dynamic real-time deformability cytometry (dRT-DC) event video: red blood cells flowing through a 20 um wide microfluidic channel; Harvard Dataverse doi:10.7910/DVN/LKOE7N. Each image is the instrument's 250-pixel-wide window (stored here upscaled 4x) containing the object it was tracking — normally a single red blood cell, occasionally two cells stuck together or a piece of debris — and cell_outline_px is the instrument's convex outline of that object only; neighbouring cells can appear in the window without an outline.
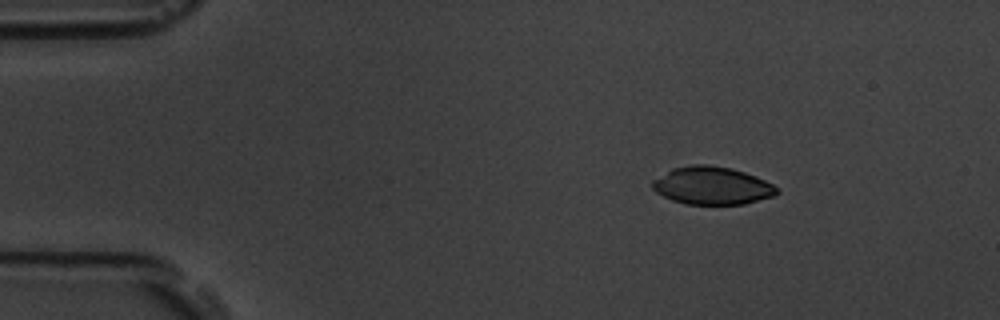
{"species": "common noctule bat (a hibernating species)", "species_latin": "Nyctalus noctula", "temperature_condition": "room temperature", "stored_images_in_passage": 5, "camera_frame_rate_fps": 3000, "um_per_image_px": 0.085, "animal": {"sex": "male", "body_mass_g": 19.5, "forearm_length_mm": 54.6}, "frame": {"image": 1, "passage_image": 1, "time_ms": 0.0, "image_size_px": [1000, 320], "cell_outline_px": [[780, 192], [776, 196], [744, 204], [688, 204], [672, 200], [656, 192], [652, 188], [652, 180], [672, 168], [692, 164], [708, 164], [732, 168], [756, 176], [772, 184]], "centroid_in_image_um": [60.53, 15.77], "position_along_channel_um": 24.5, "area_um2": 27.51}}